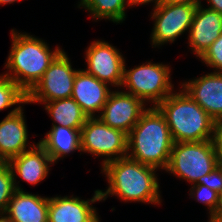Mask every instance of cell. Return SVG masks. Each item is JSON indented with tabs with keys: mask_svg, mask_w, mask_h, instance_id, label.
I'll return each mask as SVG.
<instances>
[{
	"mask_svg": "<svg viewBox=\"0 0 222 222\" xmlns=\"http://www.w3.org/2000/svg\"><path fill=\"white\" fill-rule=\"evenodd\" d=\"M197 6L190 4L162 3L151 12L154 21L150 34L152 47L173 43L182 34L189 32Z\"/></svg>",
	"mask_w": 222,
	"mask_h": 222,
	"instance_id": "obj_9",
	"label": "cell"
},
{
	"mask_svg": "<svg viewBox=\"0 0 222 222\" xmlns=\"http://www.w3.org/2000/svg\"><path fill=\"white\" fill-rule=\"evenodd\" d=\"M195 184H202L216 191L222 193V162L215 167L209 174H206L198 179Z\"/></svg>",
	"mask_w": 222,
	"mask_h": 222,
	"instance_id": "obj_26",
	"label": "cell"
},
{
	"mask_svg": "<svg viewBox=\"0 0 222 222\" xmlns=\"http://www.w3.org/2000/svg\"><path fill=\"white\" fill-rule=\"evenodd\" d=\"M221 214H222V193L219 194L218 205L213 215L219 217Z\"/></svg>",
	"mask_w": 222,
	"mask_h": 222,
	"instance_id": "obj_31",
	"label": "cell"
},
{
	"mask_svg": "<svg viewBox=\"0 0 222 222\" xmlns=\"http://www.w3.org/2000/svg\"><path fill=\"white\" fill-rule=\"evenodd\" d=\"M43 105L53 121L52 126L81 129L88 119L72 97L45 102Z\"/></svg>",
	"mask_w": 222,
	"mask_h": 222,
	"instance_id": "obj_20",
	"label": "cell"
},
{
	"mask_svg": "<svg viewBox=\"0 0 222 222\" xmlns=\"http://www.w3.org/2000/svg\"><path fill=\"white\" fill-rule=\"evenodd\" d=\"M101 170L109 185L104 191L99 190L101 202L116 196L126 203L161 204L158 169L124 157L107 162Z\"/></svg>",
	"mask_w": 222,
	"mask_h": 222,
	"instance_id": "obj_1",
	"label": "cell"
},
{
	"mask_svg": "<svg viewBox=\"0 0 222 222\" xmlns=\"http://www.w3.org/2000/svg\"><path fill=\"white\" fill-rule=\"evenodd\" d=\"M86 70L101 82L110 87L121 88L123 83L124 63L123 54L115 46L104 40H94L85 50Z\"/></svg>",
	"mask_w": 222,
	"mask_h": 222,
	"instance_id": "obj_10",
	"label": "cell"
},
{
	"mask_svg": "<svg viewBox=\"0 0 222 222\" xmlns=\"http://www.w3.org/2000/svg\"><path fill=\"white\" fill-rule=\"evenodd\" d=\"M0 222H13V221L5 212H0Z\"/></svg>",
	"mask_w": 222,
	"mask_h": 222,
	"instance_id": "obj_32",
	"label": "cell"
},
{
	"mask_svg": "<svg viewBox=\"0 0 222 222\" xmlns=\"http://www.w3.org/2000/svg\"><path fill=\"white\" fill-rule=\"evenodd\" d=\"M111 89L108 84L101 82L83 69H78L71 97L87 117H98L108 100Z\"/></svg>",
	"mask_w": 222,
	"mask_h": 222,
	"instance_id": "obj_16",
	"label": "cell"
},
{
	"mask_svg": "<svg viewBox=\"0 0 222 222\" xmlns=\"http://www.w3.org/2000/svg\"><path fill=\"white\" fill-rule=\"evenodd\" d=\"M98 201H101L99 189L87 200L74 195L49 197L48 222H100L92 205Z\"/></svg>",
	"mask_w": 222,
	"mask_h": 222,
	"instance_id": "obj_13",
	"label": "cell"
},
{
	"mask_svg": "<svg viewBox=\"0 0 222 222\" xmlns=\"http://www.w3.org/2000/svg\"><path fill=\"white\" fill-rule=\"evenodd\" d=\"M170 76L171 67L164 63L148 61L128 70L124 63L121 88H126L125 92L141 99L146 105L157 106L175 91Z\"/></svg>",
	"mask_w": 222,
	"mask_h": 222,
	"instance_id": "obj_6",
	"label": "cell"
},
{
	"mask_svg": "<svg viewBox=\"0 0 222 222\" xmlns=\"http://www.w3.org/2000/svg\"><path fill=\"white\" fill-rule=\"evenodd\" d=\"M215 143L218 149L219 158L222 162V120L216 122L215 124Z\"/></svg>",
	"mask_w": 222,
	"mask_h": 222,
	"instance_id": "obj_27",
	"label": "cell"
},
{
	"mask_svg": "<svg viewBox=\"0 0 222 222\" xmlns=\"http://www.w3.org/2000/svg\"><path fill=\"white\" fill-rule=\"evenodd\" d=\"M198 59L214 72H222V33Z\"/></svg>",
	"mask_w": 222,
	"mask_h": 222,
	"instance_id": "obj_25",
	"label": "cell"
},
{
	"mask_svg": "<svg viewBox=\"0 0 222 222\" xmlns=\"http://www.w3.org/2000/svg\"><path fill=\"white\" fill-rule=\"evenodd\" d=\"M149 106L128 133L127 157L166 170L174 141L163 114L156 106Z\"/></svg>",
	"mask_w": 222,
	"mask_h": 222,
	"instance_id": "obj_3",
	"label": "cell"
},
{
	"mask_svg": "<svg viewBox=\"0 0 222 222\" xmlns=\"http://www.w3.org/2000/svg\"><path fill=\"white\" fill-rule=\"evenodd\" d=\"M71 64L67 53L62 50L51 62L41 79L26 94V103L43 104L71 97L78 71L72 68Z\"/></svg>",
	"mask_w": 222,
	"mask_h": 222,
	"instance_id": "obj_8",
	"label": "cell"
},
{
	"mask_svg": "<svg viewBox=\"0 0 222 222\" xmlns=\"http://www.w3.org/2000/svg\"><path fill=\"white\" fill-rule=\"evenodd\" d=\"M162 3H169V4H190L199 6L202 4L201 0H163Z\"/></svg>",
	"mask_w": 222,
	"mask_h": 222,
	"instance_id": "obj_29",
	"label": "cell"
},
{
	"mask_svg": "<svg viewBox=\"0 0 222 222\" xmlns=\"http://www.w3.org/2000/svg\"><path fill=\"white\" fill-rule=\"evenodd\" d=\"M197 6L188 34V46L199 58L222 33V15L217 11Z\"/></svg>",
	"mask_w": 222,
	"mask_h": 222,
	"instance_id": "obj_17",
	"label": "cell"
},
{
	"mask_svg": "<svg viewBox=\"0 0 222 222\" xmlns=\"http://www.w3.org/2000/svg\"><path fill=\"white\" fill-rule=\"evenodd\" d=\"M127 2H128V7H131V6L134 7L137 5H146L153 2L154 6L152 10H154L162 4L163 0H127Z\"/></svg>",
	"mask_w": 222,
	"mask_h": 222,
	"instance_id": "obj_28",
	"label": "cell"
},
{
	"mask_svg": "<svg viewBox=\"0 0 222 222\" xmlns=\"http://www.w3.org/2000/svg\"><path fill=\"white\" fill-rule=\"evenodd\" d=\"M209 116L222 120V72H210L180 85Z\"/></svg>",
	"mask_w": 222,
	"mask_h": 222,
	"instance_id": "obj_12",
	"label": "cell"
},
{
	"mask_svg": "<svg viewBox=\"0 0 222 222\" xmlns=\"http://www.w3.org/2000/svg\"><path fill=\"white\" fill-rule=\"evenodd\" d=\"M208 222H222L221 219H219L218 217L214 216V215H210Z\"/></svg>",
	"mask_w": 222,
	"mask_h": 222,
	"instance_id": "obj_34",
	"label": "cell"
},
{
	"mask_svg": "<svg viewBox=\"0 0 222 222\" xmlns=\"http://www.w3.org/2000/svg\"><path fill=\"white\" fill-rule=\"evenodd\" d=\"M22 104H27L26 93L12 79L0 74V111Z\"/></svg>",
	"mask_w": 222,
	"mask_h": 222,
	"instance_id": "obj_22",
	"label": "cell"
},
{
	"mask_svg": "<svg viewBox=\"0 0 222 222\" xmlns=\"http://www.w3.org/2000/svg\"><path fill=\"white\" fill-rule=\"evenodd\" d=\"M16 191L14 177L8 162H0V212H4Z\"/></svg>",
	"mask_w": 222,
	"mask_h": 222,
	"instance_id": "obj_23",
	"label": "cell"
},
{
	"mask_svg": "<svg viewBox=\"0 0 222 222\" xmlns=\"http://www.w3.org/2000/svg\"><path fill=\"white\" fill-rule=\"evenodd\" d=\"M209 4L208 9L217 11L222 15V0H206Z\"/></svg>",
	"mask_w": 222,
	"mask_h": 222,
	"instance_id": "obj_30",
	"label": "cell"
},
{
	"mask_svg": "<svg viewBox=\"0 0 222 222\" xmlns=\"http://www.w3.org/2000/svg\"><path fill=\"white\" fill-rule=\"evenodd\" d=\"M78 8H84L94 21L107 19L116 24L126 19L127 0H80Z\"/></svg>",
	"mask_w": 222,
	"mask_h": 222,
	"instance_id": "obj_21",
	"label": "cell"
},
{
	"mask_svg": "<svg viewBox=\"0 0 222 222\" xmlns=\"http://www.w3.org/2000/svg\"><path fill=\"white\" fill-rule=\"evenodd\" d=\"M23 106L15 107L0 121V162H8L35 145L28 141Z\"/></svg>",
	"mask_w": 222,
	"mask_h": 222,
	"instance_id": "obj_14",
	"label": "cell"
},
{
	"mask_svg": "<svg viewBox=\"0 0 222 222\" xmlns=\"http://www.w3.org/2000/svg\"><path fill=\"white\" fill-rule=\"evenodd\" d=\"M145 105L141 99L124 90H112L98 118L109 127L128 134L147 109Z\"/></svg>",
	"mask_w": 222,
	"mask_h": 222,
	"instance_id": "obj_11",
	"label": "cell"
},
{
	"mask_svg": "<svg viewBox=\"0 0 222 222\" xmlns=\"http://www.w3.org/2000/svg\"><path fill=\"white\" fill-rule=\"evenodd\" d=\"M20 2L21 0H0V5H5V4H12L15 2Z\"/></svg>",
	"mask_w": 222,
	"mask_h": 222,
	"instance_id": "obj_33",
	"label": "cell"
},
{
	"mask_svg": "<svg viewBox=\"0 0 222 222\" xmlns=\"http://www.w3.org/2000/svg\"><path fill=\"white\" fill-rule=\"evenodd\" d=\"M80 130L52 126L38 143L46 150L53 163L78 150L81 154Z\"/></svg>",
	"mask_w": 222,
	"mask_h": 222,
	"instance_id": "obj_19",
	"label": "cell"
},
{
	"mask_svg": "<svg viewBox=\"0 0 222 222\" xmlns=\"http://www.w3.org/2000/svg\"><path fill=\"white\" fill-rule=\"evenodd\" d=\"M220 163L215 140L176 142L165 171L194 185Z\"/></svg>",
	"mask_w": 222,
	"mask_h": 222,
	"instance_id": "obj_5",
	"label": "cell"
},
{
	"mask_svg": "<svg viewBox=\"0 0 222 222\" xmlns=\"http://www.w3.org/2000/svg\"><path fill=\"white\" fill-rule=\"evenodd\" d=\"M165 117L174 143L214 140L216 122L183 89L156 106Z\"/></svg>",
	"mask_w": 222,
	"mask_h": 222,
	"instance_id": "obj_4",
	"label": "cell"
},
{
	"mask_svg": "<svg viewBox=\"0 0 222 222\" xmlns=\"http://www.w3.org/2000/svg\"><path fill=\"white\" fill-rule=\"evenodd\" d=\"M189 190L190 198L205 204L207 211H209L208 216L213 215L218 205L219 193L202 184H194Z\"/></svg>",
	"mask_w": 222,
	"mask_h": 222,
	"instance_id": "obj_24",
	"label": "cell"
},
{
	"mask_svg": "<svg viewBox=\"0 0 222 222\" xmlns=\"http://www.w3.org/2000/svg\"><path fill=\"white\" fill-rule=\"evenodd\" d=\"M8 163L13 173L15 188L19 191L23 189L16 180L17 176L28 184L38 185L48 177L49 168L54 165L49 154L39 143L20 155L12 157Z\"/></svg>",
	"mask_w": 222,
	"mask_h": 222,
	"instance_id": "obj_15",
	"label": "cell"
},
{
	"mask_svg": "<svg viewBox=\"0 0 222 222\" xmlns=\"http://www.w3.org/2000/svg\"><path fill=\"white\" fill-rule=\"evenodd\" d=\"M49 197L16 190L4 211L13 222H48Z\"/></svg>",
	"mask_w": 222,
	"mask_h": 222,
	"instance_id": "obj_18",
	"label": "cell"
},
{
	"mask_svg": "<svg viewBox=\"0 0 222 222\" xmlns=\"http://www.w3.org/2000/svg\"><path fill=\"white\" fill-rule=\"evenodd\" d=\"M128 134L106 125L98 117H88L80 130L81 152L95 157H104L107 162L127 157Z\"/></svg>",
	"mask_w": 222,
	"mask_h": 222,
	"instance_id": "obj_7",
	"label": "cell"
},
{
	"mask_svg": "<svg viewBox=\"0 0 222 222\" xmlns=\"http://www.w3.org/2000/svg\"><path fill=\"white\" fill-rule=\"evenodd\" d=\"M11 49L3 75L12 79L26 94L36 85L49 68L51 62L62 51L60 46L51 50L45 40L11 30Z\"/></svg>",
	"mask_w": 222,
	"mask_h": 222,
	"instance_id": "obj_2",
	"label": "cell"
}]
</instances>
